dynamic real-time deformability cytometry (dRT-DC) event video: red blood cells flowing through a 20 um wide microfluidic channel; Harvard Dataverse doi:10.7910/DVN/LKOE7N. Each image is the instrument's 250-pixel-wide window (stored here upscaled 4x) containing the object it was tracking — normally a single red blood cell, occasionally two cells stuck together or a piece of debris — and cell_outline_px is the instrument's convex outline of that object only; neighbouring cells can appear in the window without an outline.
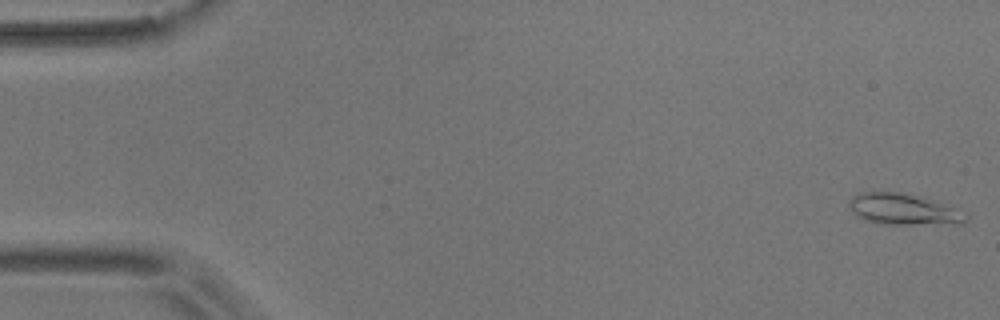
{"species": "common noctule bat (a hibernating species)", "species_latin": "Nyctalus noctula", "temperature_condition": "room temperature", "stored_images_in_passage": 55, "camera_frame_rate_fps": 3000, "um_per_image_px": 0.085, "animal": {"sex": "male", "body_mass_g": 17.9}, "frame": {"image": 1, "passage_image": 1, "time_ms": 0.0, "image_size_px": [1000, 320], "cell_outline_px": [[968, 220], [960, 224], [876, 224], [856, 216], [852, 212], [848, 204], [852, 196], [860, 192], [896, 192], [924, 196], [968, 212]], "centroid_in_image_um": [76.85, 17.79], "position_along_channel_um": 8.2, "area_um2": 21.73}}
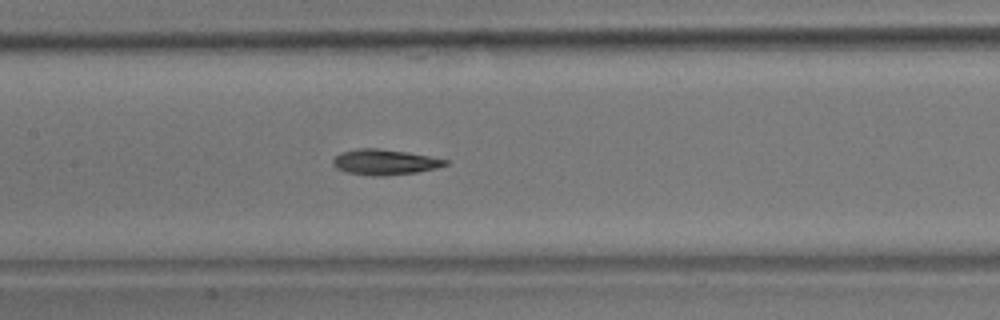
{"frame": {"image": 2, "passage_image": 26, "time_ms": 8.333, "image_size_px": [1000, 320], "cell_outline_px": [[448, 164], [436, 168], [416, 172], [384, 176], [372, 176], [348, 172], [336, 168], [332, 164], [332, 160], [340, 152], [356, 148], [380, 148], [408, 152], [448, 160]], "centroid_in_image_um": [32.67, 13.77], "position_along_channel_um": 174.7, "area_um2": 16.7}}
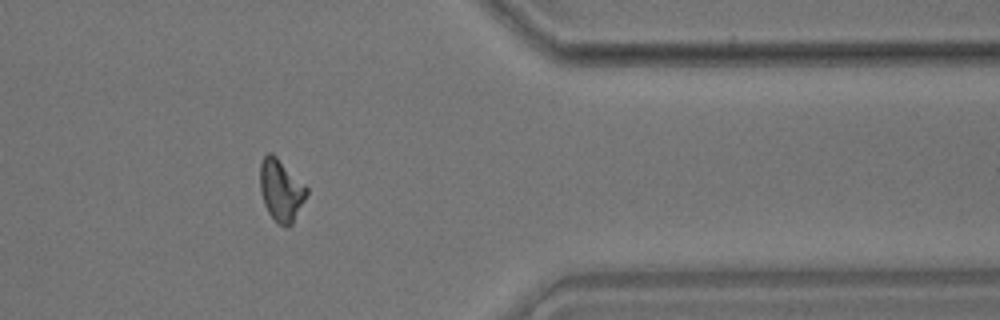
{"frame": {"image": 3, "passage_image": 45, "time_ms": 14.667, "image_size_px": [1000, 320], "cell_outline_px": [[308, 192], [292, 224], [288, 228], [276, 224], [268, 212], [264, 204], [260, 192], [260, 164], [264, 156], [268, 152], [272, 152], [308, 188]], "centroid_in_image_um": [23.86, 16.19], "position_along_channel_um": 387.5, "area_um2": 16.82}, "authors_computed_cell_mechanics": {"area_um2": 16.6464, "velocity_mm_per_s": 3.6446, "shape_relaxation_time_tau1_ms": 6.661, "shape_relaxation_time_tau2_ms": 3.793, "deformation_change_tau1": 0.1853, "deformation_change_tau2": 0.1099}}